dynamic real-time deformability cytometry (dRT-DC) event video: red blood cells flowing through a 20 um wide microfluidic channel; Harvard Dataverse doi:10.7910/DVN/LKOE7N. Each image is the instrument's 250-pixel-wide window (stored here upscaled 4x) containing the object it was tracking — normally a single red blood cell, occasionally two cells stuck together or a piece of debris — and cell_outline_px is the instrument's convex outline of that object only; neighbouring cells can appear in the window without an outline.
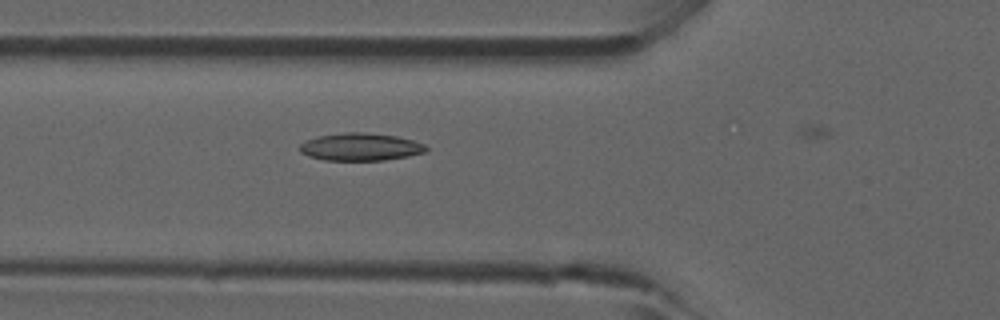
{"species": "common noctule bat (a hibernating species)", "species_latin": "Nyctalus noctula", "temperature_condition": "room temperature", "stored_images_in_passage": 20, "camera_frame_rate_fps": 3000, "um_per_image_px": 0.085, "animal": {"sex": "male", "forearm_length_mm": 52.5}, "frame": {"image": 1, "passage_image": 9, "time_ms": 2.667, "image_size_px": [1000, 320], "cell_outline_px": [[428, 148], [424, 152], [408, 156], [384, 160], [324, 160], [308, 156], [300, 152], [300, 144], [304, 140], [320, 136], [344, 132], [364, 132], [396, 136], [412, 140], [424, 144]], "centroid_in_image_um": [30.61, 12.48], "position_along_channel_um": 95.2, "area_um2": 20.23}}